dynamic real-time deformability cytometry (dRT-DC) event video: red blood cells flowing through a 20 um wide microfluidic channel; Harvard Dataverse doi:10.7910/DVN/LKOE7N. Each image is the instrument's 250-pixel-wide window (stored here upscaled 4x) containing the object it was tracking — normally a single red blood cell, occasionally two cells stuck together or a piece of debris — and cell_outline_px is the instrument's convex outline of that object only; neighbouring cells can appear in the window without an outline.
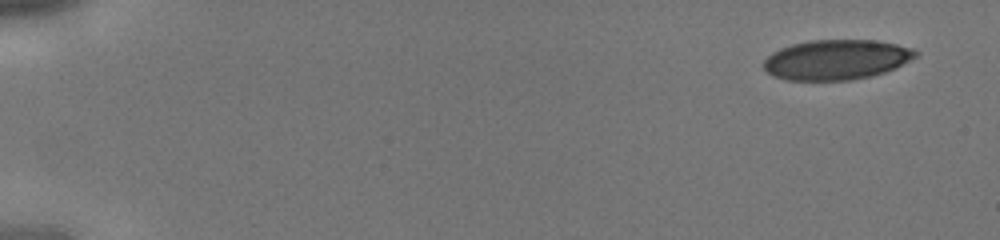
{"species": "human", "species_latin": "Homo sapiens", "temperature_condition": "cold", "stored_images_in_passage": 6, "camera_frame_rate_fps": 3000, "um_per_image_px": 0.085, "donor": {"sex": "male"}, "frame": {"image": 1, "passage_image": 1, "time_ms": 0.0, "image_size_px": [1000, 240], "cell_outline_px": [[920, 52], [916, 56], [896, 68], [872, 76], [852, 80], [788, 80], [772, 76], [764, 68], [764, 60], [772, 52], [780, 48], [792, 44], [808, 40], [876, 40], [896, 44], [912, 48]], "centroid_in_image_um": [71.1, 5.07], "position_along_channel_um": 13.9, "area_um2": 35.55}}
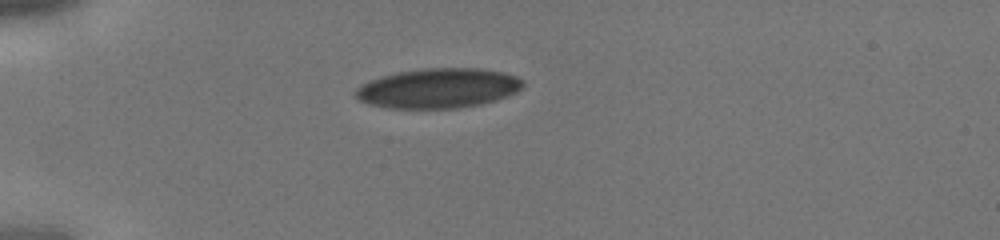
{"frame": {"image": 2, "passage_image": 4, "time_ms": 1.0, "image_size_px": [1000, 240], "cell_outline_px": [[524, 88], [508, 96], [496, 100], [480, 104], [460, 108], [388, 108], [368, 104], [360, 100], [352, 92], [356, 88], [368, 80], [380, 76], [396, 72], [424, 68], [480, 68], [504, 72], [516, 76], [524, 80]], "centroid_in_image_um": [37.26, 7.49], "position_along_channel_um": 47.7, "area_um2": 39.25}}
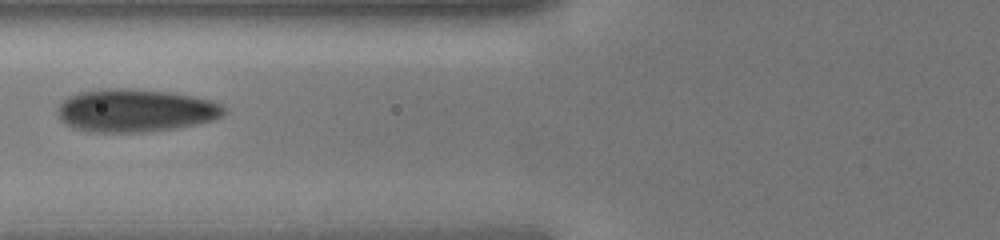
{"frame": {"image": 3, "passage_image": 6, "time_ms": 1.667, "image_size_px": [1000, 240], "cell_outline_px": [[224, 116], [212, 120], [196, 124], [176, 128], [144, 132], [88, 132], [72, 128], [64, 124], [60, 120], [56, 112], [56, 108], [68, 96], [80, 92], [100, 88], [124, 88], [168, 92], [192, 96], [212, 100], [220, 104], [224, 108]], "centroid_in_image_um": [11.45, 9.4], "position_along_channel_um": 114.4, "area_um2": 41.91}}